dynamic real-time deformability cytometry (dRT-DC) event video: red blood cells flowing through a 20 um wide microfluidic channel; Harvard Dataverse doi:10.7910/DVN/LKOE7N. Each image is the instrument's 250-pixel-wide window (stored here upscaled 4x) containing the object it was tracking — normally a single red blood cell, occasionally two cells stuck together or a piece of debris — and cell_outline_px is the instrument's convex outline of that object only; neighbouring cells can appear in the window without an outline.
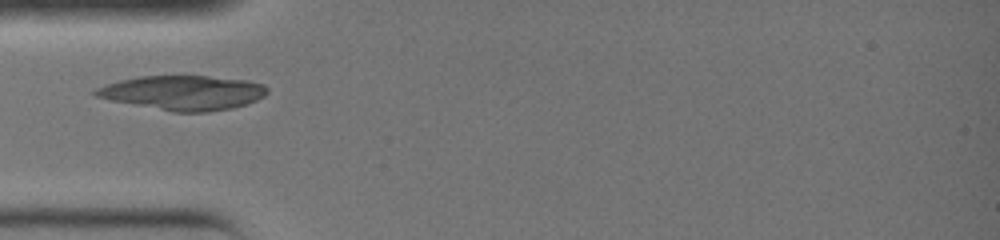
{"species": "common noctule bat (a hibernating species)", "species_latin": "Nyctalus noctula", "temperature_condition": "warm", "stored_images_in_passage": 14, "camera_frame_rate_fps": 3000, "um_per_image_px": 0.085, "animal": {"sex": "female", "body_mass_g": 19.0, "forearm_length_mm": 51.5}, "frame": {"image": 1, "passage_image": 1, "time_ms": 0.0, "image_size_px": [1000, 240], "cell_outline_px": [[268, 92], [264, 96], [248, 104], [232, 108], [208, 112], [172, 112], [112, 100], [96, 96], [92, 92], [96, 88], [104, 84], [120, 80], [140, 76], [208, 76], [248, 80], [264, 84], [268, 88]], "centroid_in_image_um": [15.59, 7.88], "position_along_channel_um": 69.4, "area_um2": 34.56}}
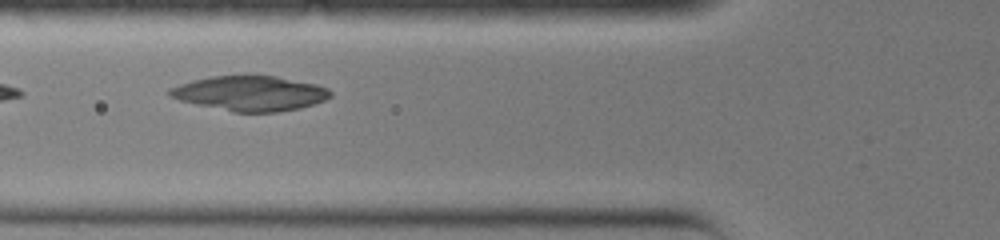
{"frame": {"image": 2, "passage_image": 3, "time_ms": 0.667, "image_size_px": [1000, 240], "cell_outline_px": [[332, 96], [324, 100], [300, 108], [276, 112], [232, 112], [196, 104], [180, 100], [168, 96], [168, 88], [192, 80], [212, 76], [244, 72], [248, 72], [276, 76], [316, 84], [328, 88], [332, 92]], "centroid_in_image_um": [21.24, 7.89], "position_along_channel_um": 104.6, "area_um2": 33.58}}